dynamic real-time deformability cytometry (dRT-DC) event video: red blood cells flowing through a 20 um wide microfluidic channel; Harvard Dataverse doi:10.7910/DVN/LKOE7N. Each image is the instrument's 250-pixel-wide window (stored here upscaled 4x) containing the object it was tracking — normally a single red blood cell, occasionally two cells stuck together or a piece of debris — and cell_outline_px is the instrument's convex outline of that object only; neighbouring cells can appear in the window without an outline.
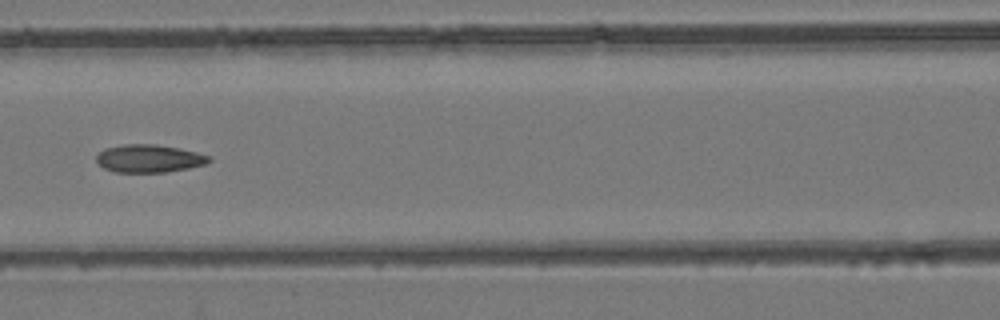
{"species": "common noctule bat (a hibernating species)", "species_latin": "Nyctalus noctula", "temperature_condition": "room temperature", "stored_images_in_passage": 8, "camera_frame_rate_fps": 3000, "um_per_image_px": 0.085, "animal": {"sex": "female", "body_mass_g": 24.6, "forearm_length_mm": 56.2}, "frame": {"image": 1, "passage_image": 7, "time_ms": 2.0, "image_size_px": [1000, 320], "cell_outline_px": [[212, 160], [208, 164], [188, 168], [164, 172], [116, 172], [104, 168], [96, 160], [96, 156], [104, 148], [124, 144], [156, 144], [180, 148], [212, 156]], "centroid_in_image_um": [12.71, 13.46], "position_along_channel_um": 153.9, "area_um2": 18.38}}
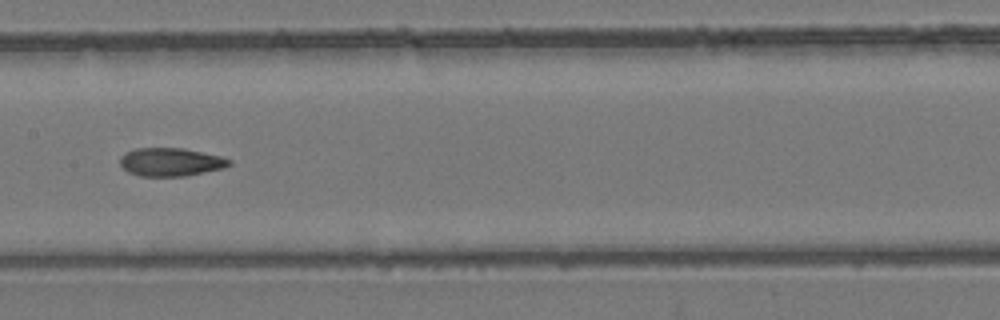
{"frame": {"image": 2, "passage_image": 8, "time_ms": 2.333, "image_size_px": [1000, 320], "cell_outline_px": [[232, 164], [224, 168], [184, 176], [140, 176], [128, 172], [120, 164], [120, 156], [124, 152], [136, 148], [184, 148], [220, 156], [232, 160]], "centroid_in_image_um": [14.5, 13.76], "position_along_channel_um": 192.9, "area_um2": 18.03}}